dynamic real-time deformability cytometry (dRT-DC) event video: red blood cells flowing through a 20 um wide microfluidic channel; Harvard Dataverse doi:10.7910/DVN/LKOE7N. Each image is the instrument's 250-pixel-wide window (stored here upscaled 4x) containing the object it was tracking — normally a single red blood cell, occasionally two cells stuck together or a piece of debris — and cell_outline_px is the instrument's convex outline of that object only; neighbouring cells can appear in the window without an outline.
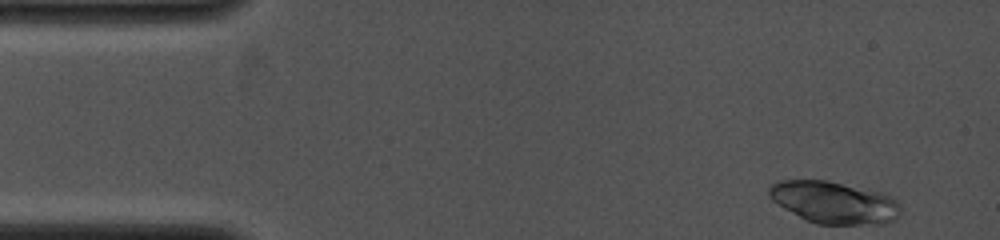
{"species": "common noctule bat (a hibernating species)", "species_latin": "Nyctalus noctula", "temperature_condition": "cold", "stored_images_in_passage": 3, "camera_frame_rate_fps": 4000, "um_per_image_px": 0.085, "animal": {"sex": "female", "body_mass_g": 19.0, "forearm_length_mm": 53.3}, "frame": {"image": 1, "passage_image": 1, "time_ms": 0.0, "image_size_px": [1000, 240], "cell_outline_px": [[900, 216], [896, 220], [884, 224], [816, 224], [804, 220], [784, 208], [772, 200], [768, 196], [768, 188], [772, 184], [780, 180], [828, 180], [868, 188], [892, 196], [900, 204]], "centroid_in_image_um": [70.93, 17.2], "position_along_channel_um": 14.1, "area_um2": 32.83}}